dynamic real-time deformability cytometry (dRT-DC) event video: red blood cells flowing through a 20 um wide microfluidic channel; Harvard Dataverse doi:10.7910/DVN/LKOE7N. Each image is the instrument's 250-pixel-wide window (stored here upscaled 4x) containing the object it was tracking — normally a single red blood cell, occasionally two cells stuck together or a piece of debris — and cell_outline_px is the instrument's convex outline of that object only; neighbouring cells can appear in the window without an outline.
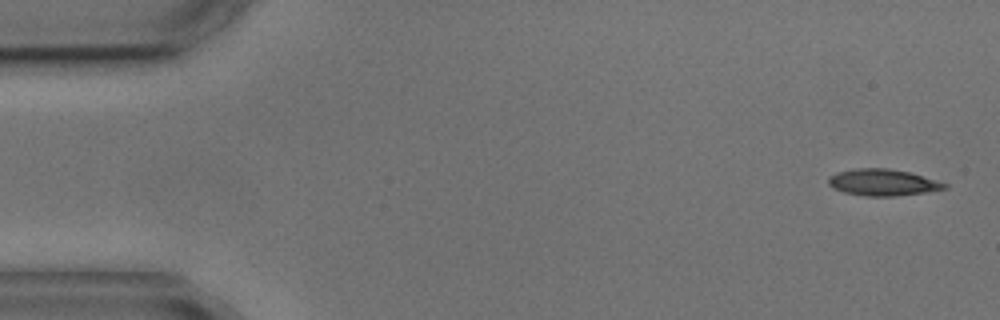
{"species": "common noctule bat (a hibernating species)", "species_latin": "Nyctalus noctula", "temperature_condition": "cold", "stored_images_in_passage": 6, "camera_frame_rate_fps": 3000, "um_per_image_px": 0.085, "animal": {"sex": "male", "body_mass_g": 17.9, "forearm_length_mm": 54.2}, "frame": {"image": 1, "passage_image": 1, "time_ms": 0.0, "image_size_px": [1000, 320], "cell_outline_px": [[948, 188], [924, 192], [896, 196], [864, 196], [844, 192], [832, 188], [828, 184], [828, 176], [836, 172], [856, 168], [888, 168], [908, 172], [936, 180], [948, 184]], "centroid_in_image_um": [74.99, 15.5], "position_along_channel_um": 10.0, "area_um2": 17.98}}
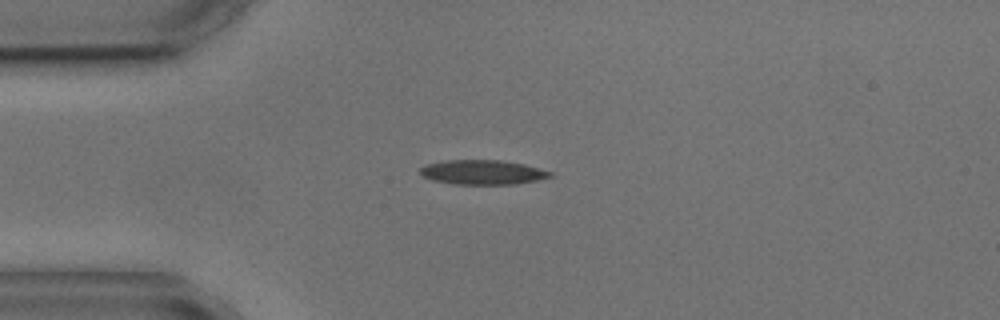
{"frame": {"image": 2, "passage_image": 4, "time_ms": 3.667, "image_size_px": [1000, 320], "cell_outline_px": [[556, 176], [516, 184], [452, 184], [432, 180], [424, 176], [420, 172], [420, 168], [424, 164], [444, 160], [500, 160], [524, 164], [552, 172]], "centroid_in_image_um": [41.02, 14.64], "position_along_channel_um": 44.0, "area_um2": 18.67}}
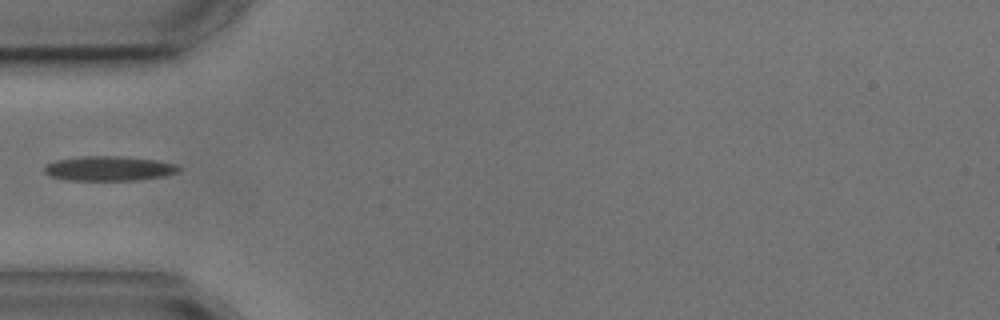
{"frame": {"image": 3, "passage_image": 5, "time_ms": 5.0, "image_size_px": [1000, 320], "cell_outline_px": [[180, 168], [176, 172], [164, 176], [136, 180], [68, 180], [52, 176], [44, 172], [44, 164], [56, 160], [84, 156], [120, 156], [156, 160], [176, 164]], "centroid_in_image_um": [9.24, 14.31], "position_along_channel_um": 75.8, "area_um2": 19.19}}